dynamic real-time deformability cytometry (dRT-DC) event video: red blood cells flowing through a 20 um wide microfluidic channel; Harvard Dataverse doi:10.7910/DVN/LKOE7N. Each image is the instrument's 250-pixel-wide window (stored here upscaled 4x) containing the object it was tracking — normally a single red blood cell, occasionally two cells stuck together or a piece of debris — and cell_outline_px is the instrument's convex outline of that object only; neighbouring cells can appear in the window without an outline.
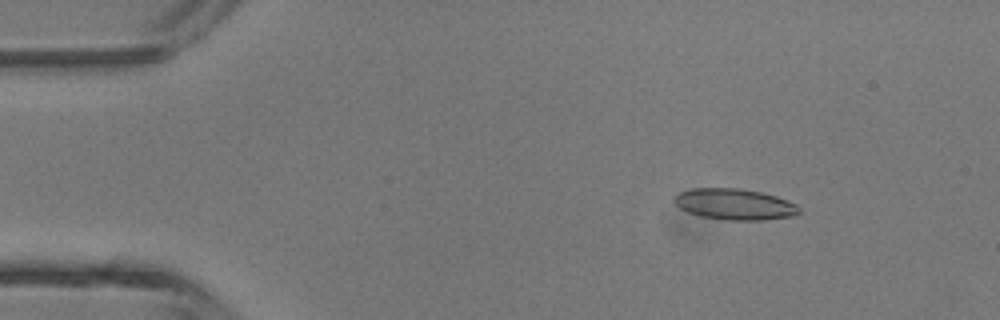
{"species": "common noctule bat (a hibernating species)", "species_latin": "Nyctalus noctula", "temperature_condition": "room temperature", "stored_images_in_passage": 4, "camera_frame_rate_fps": 3000, "um_per_image_px": 0.085, "animal": {"sex": "male", "body_mass_g": 13.3}, "frame": {"image": 1, "passage_image": 2, "time_ms": 1.333, "image_size_px": [1000, 320], "cell_outline_px": [[800, 212], [796, 216], [764, 220], [724, 220], [700, 216], [688, 212], [680, 208], [676, 204], [676, 196], [680, 192], [692, 188], [740, 188], [760, 192], [776, 196], [796, 204], [800, 208]], "centroid_in_image_um": [62.48, 17.37], "position_along_channel_um": 22.5, "area_um2": 22.6}}